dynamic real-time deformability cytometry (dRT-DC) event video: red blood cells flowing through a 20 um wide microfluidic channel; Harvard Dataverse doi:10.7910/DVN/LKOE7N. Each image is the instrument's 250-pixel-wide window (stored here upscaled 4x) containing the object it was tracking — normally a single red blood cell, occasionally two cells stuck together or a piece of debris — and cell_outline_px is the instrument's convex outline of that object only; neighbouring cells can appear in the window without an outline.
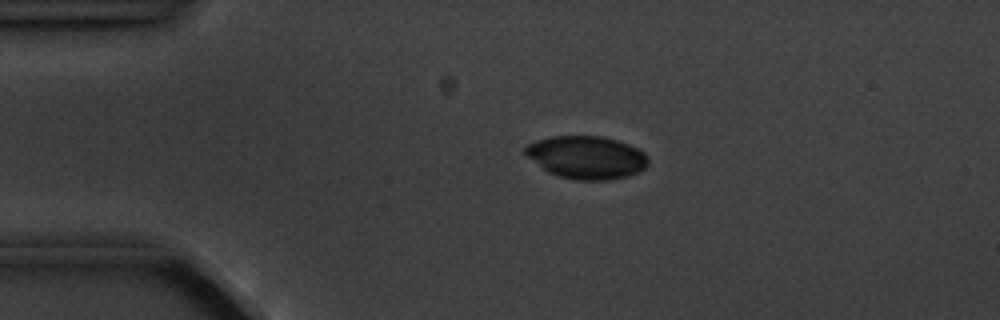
{"species": "common noctule bat (a hibernating species)", "species_latin": "Nyctalus noctula", "temperature_condition": "cold", "stored_images_in_passage": 10, "camera_frame_rate_fps": 3000, "um_per_image_px": 0.085, "animal": {"sex": "male", "body_mass_g": 20.1, "forearm_length_mm": 53.5}, "frame": {"image": 1, "passage_image": 2, "time_ms": 1.333, "image_size_px": [1000, 320], "cell_outline_px": [[648, 164], [644, 168], [628, 176], [608, 180], [576, 180], [560, 176], [548, 172], [528, 156], [524, 152], [524, 148], [528, 144], [536, 140], [548, 136], [600, 136], [616, 140], [628, 144], [644, 152], [648, 160]], "centroid_in_image_um": [49.85, 13.37], "position_along_channel_um": 35.2, "area_um2": 30.46}}
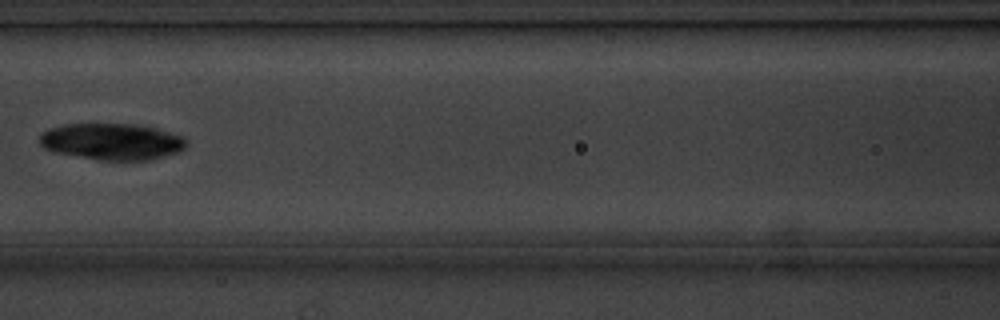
{"frame": {"image": 2, "passage_image": 6, "time_ms": 5.667, "image_size_px": [1000, 320], "cell_outline_px": [[188, 144], [184, 148], [176, 152], [152, 160], [96, 160], [56, 152], [44, 148], [40, 144], [40, 132], [48, 128], [64, 124], [136, 124], [156, 128], [180, 136]], "centroid_in_image_um": [9.46, 12.03], "position_along_channel_um": 157.1, "area_um2": 31.21}}